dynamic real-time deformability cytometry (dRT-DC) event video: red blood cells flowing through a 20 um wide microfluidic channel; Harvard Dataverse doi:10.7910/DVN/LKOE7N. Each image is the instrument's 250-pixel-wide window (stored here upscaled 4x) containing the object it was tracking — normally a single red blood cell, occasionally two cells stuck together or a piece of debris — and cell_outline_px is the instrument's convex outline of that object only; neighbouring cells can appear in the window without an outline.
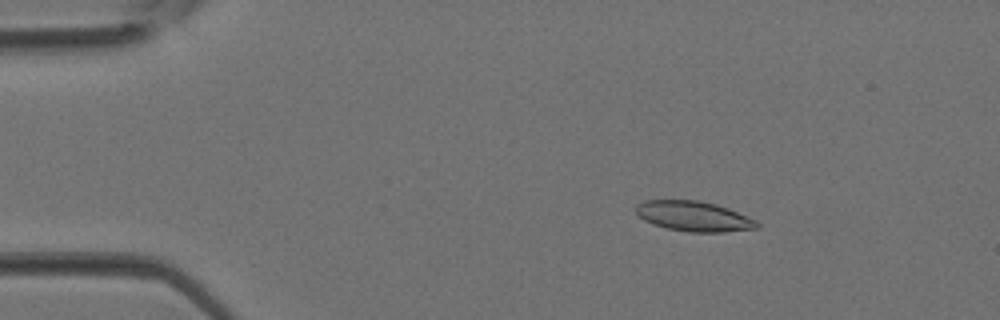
{"species": "Egyptian fruit bat (a non-hibernating species)", "species_latin": "Rousettus aegyptiacus", "temperature_condition": "room temperature", "stored_images_in_passage": 3, "camera_frame_rate_fps": 3000, "um_per_image_px": 0.085, "animal": {"sex": "female"}, "frame": {"image": 1, "passage_image": 2, "time_ms": 0.333, "image_size_px": [1000, 320], "cell_outline_px": [[760, 228], [724, 232], [688, 232], [668, 228], [652, 224], [644, 220], [636, 212], [636, 204], [644, 200], [700, 200], [716, 204], [728, 208], [756, 220], [760, 224]], "centroid_in_image_um": [58.98, 18.38], "position_along_channel_um": 26.0, "area_um2": 21.33}}